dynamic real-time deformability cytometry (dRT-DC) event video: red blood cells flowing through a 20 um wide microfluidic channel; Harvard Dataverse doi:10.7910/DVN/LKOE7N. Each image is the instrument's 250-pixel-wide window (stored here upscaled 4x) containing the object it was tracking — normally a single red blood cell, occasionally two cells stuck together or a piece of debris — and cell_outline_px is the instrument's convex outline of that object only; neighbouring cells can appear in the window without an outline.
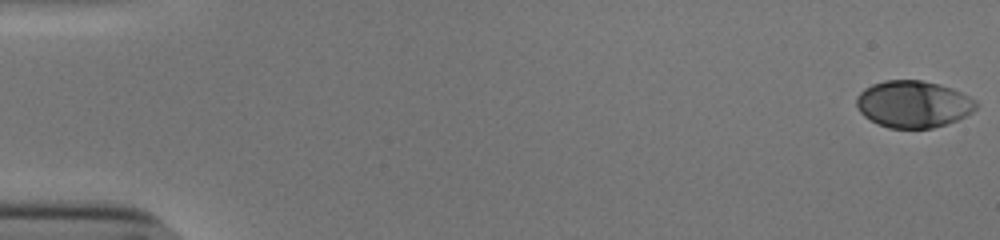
{"species": "human", "species_latin": "Homo sapiens", "temperature_condition": "cold", "stored_images_in_passage": 54, "camera_frame_rate_fps": 3000, "um_per_image_px": 0.085, "donor": {"sex": "male"}, "frame": {"image": 1, "passage_image": 1, "time_ms": 0.0, "image_size_px": [1000, 240], "cell_outline_px": [[976, 108], [972, 112], [956, 120], [932, 128], [888, 128], [864, 116], [860, 112], [856, 104], [856, 96], [864, 88], [872, 84], [884, 80], [920, 80], [940, 84], [952, 88], [976, 100]], "centroid_in_image_um": [77.6, 8.84], "position_along_channel_um": 7.4, "area_um2": 32.54}}
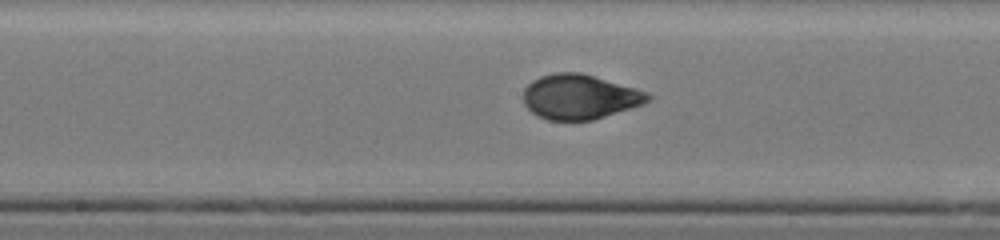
{"frame": {"image": 2, "passage_image": 29, "time_ms": 9.333, "image_size_px": [1000, 240], "cell_outline_px": [[652, 96], [644, 104], [592, 120], [548, 120], [532, 112], [524, 104], [524, 88], [532, 80], [540, 76], [556, 72], [580, 72], [636, 88], [648, 92]], "centroid_in_image_um": [49.27, 8.22], "position_along_channel_um": 198.9, "area_um2": 32.37}}
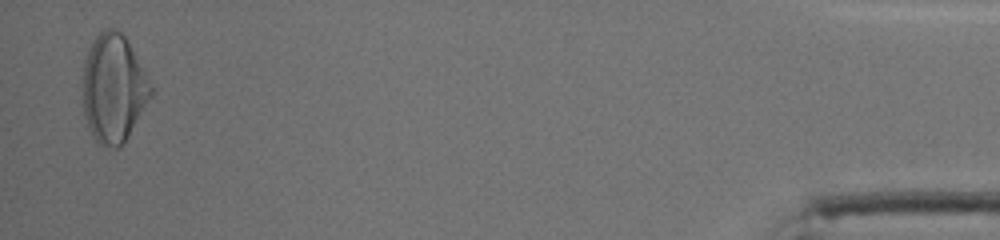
{"frame": {"image": 3, "passage_image": 53, "time_ms": 17.333, "image_size_px": [1000, 240], "cell_outline_px": [[152, 96], [124, 140], [116, 148], [100, 144], [92, 136], [88, 128], [84, 112], [84, 60], [92, 40], [104, 28], [112, 28], [120, 32], [124, 36], [144, 72], [152, 88]], "centroid_in_image_um": [9.62, 7.49], "position_along_channel_um": 425.6, "area_um2": 41.85}, "authors_computed_cell_mechanics": {"area_um2": 32.7148, "velocity_mm_per_s": 3.8602, "shape_relaxation_time_tau1_ms": 4.6477, "shape_relaxation_time_tau2_ms": null, "deformation_change_tau1": 0.1751, "deformation_change_tau2": null}}